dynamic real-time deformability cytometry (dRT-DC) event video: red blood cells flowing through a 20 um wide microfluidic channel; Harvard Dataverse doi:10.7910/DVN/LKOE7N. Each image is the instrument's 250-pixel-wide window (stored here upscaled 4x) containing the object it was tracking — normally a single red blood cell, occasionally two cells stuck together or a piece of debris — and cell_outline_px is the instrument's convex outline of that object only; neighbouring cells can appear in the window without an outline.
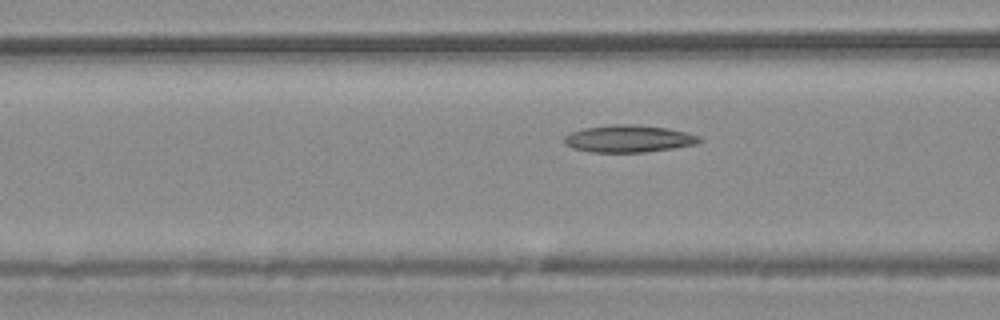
{"species": "common noctule bat (a hibernating species)", "species_latin": "Nyctalus noctula", "temperature_condition": "warm", "stored_images_in_passage": 55, "camera_frame_rate_fps": 3000, "um_per_image_px": 0.085, "animal": {"sex": "male", "body_mass_g": 20.4}, "frame": {"image": 1, "passage_image": 22, "time_ms": 7.0, "image_size_px": [1000, 320], "cell_outline_px": [[700, 140], [696, 144], [672, 148], [644, 152], [588, 152], [572, 148], [564, 144], [564, 136], [572, 132], [584, 128], [612, 124], [632, 124], [668, 128], [700, 136]], "centroid_in_image_um": [53.38, 11.79], "position_along_channel_um": 113.2, "area_um2": 21.33}}
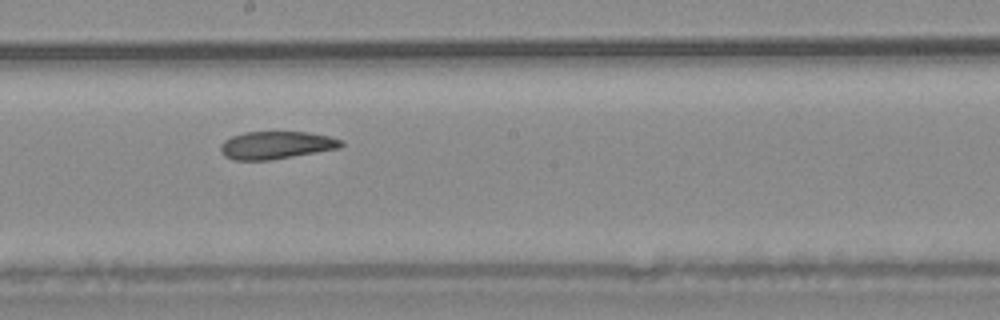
{"frame": {"image": 2, "passage_image": 31, "time_ms": 10.0, "image_size_px": [1000, 320], "cell_outline_px": [[344, 144], [340, 148], [272, 160], [232, 160], [224, 156], [220, 152], [220, 144], [224, 140], [232, 136], [244, 132], [308, 132], [328, 136], [344, 140]], "centroid_in_image_um": [23.46, 12.34], "position_along_channel_um": 224.7, "area_um2": 19.65}}
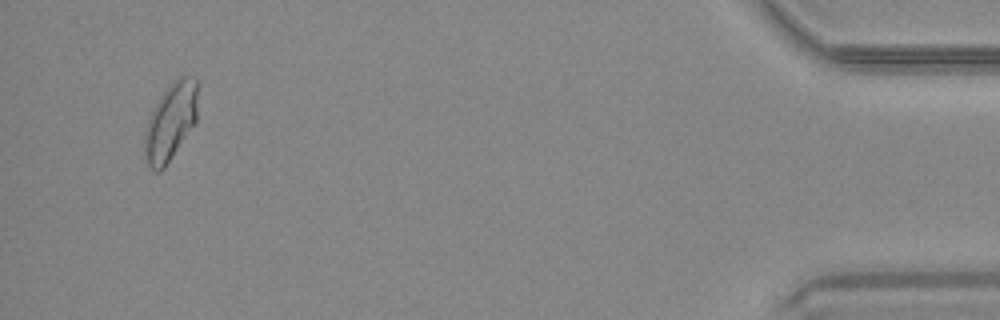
{"frame": {"image": 3, "passage_image": 53, "time_ms": 17.333, "image_size_px": [1000, 320], "cell_outline_px": [[196, 124], [164, 168], [160, 172], [156, 172], [148, 164], [144, 148], [144, 132], [148, 120], [160, 96], [180, 76], [196, 76]], "centroid_in_image_um": [14.5, 10.38], "position_along_channel_um": 420.7, "area_um2": 23.64}, "authors_computed_cell_mechanics": {"area_um2": 21.5016, "velocity_mm_per_s": 3.7154, "shape_relaxation_time_tau1_ms": null, "shape_relaxation_time_tau2_ms": 5.9658, "deformation_change_tau1": null, "deformation_change_tau2": 0.1144}}